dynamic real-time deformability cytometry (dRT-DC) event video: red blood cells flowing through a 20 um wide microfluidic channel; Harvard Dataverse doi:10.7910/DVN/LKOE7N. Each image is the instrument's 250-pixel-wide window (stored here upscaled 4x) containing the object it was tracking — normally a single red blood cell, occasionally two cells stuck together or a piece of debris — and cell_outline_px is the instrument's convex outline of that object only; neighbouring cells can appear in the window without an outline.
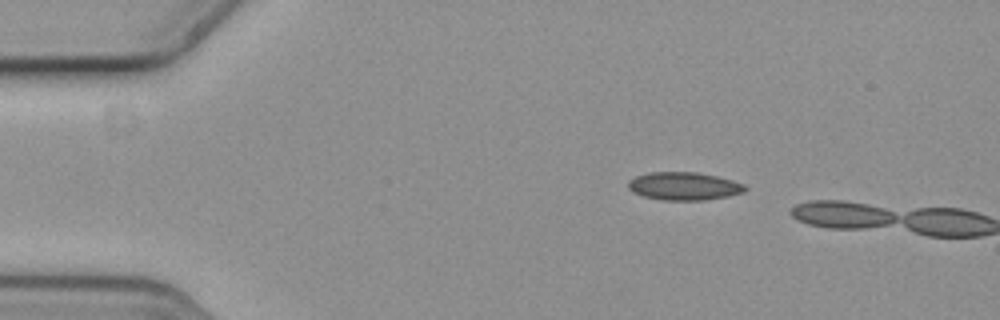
{"species": "common noctule bat (a hibernating species)", "species_latin": "Nyctalus noctula", "temperature_condition": "cold", "stored_images_in_passage": 10, "camera_frame_rate_fps": 3000, "um_per_image_px": 0.085, "animal": {"sex": "female", "body_mass_g": 19.3, "forearm_length_mm": 54.1}, "frame": {"image": 1, "passage_image": 9, "time_ms": 2.667, "image_size_px": [1000, 320], "cell_outline_px": [[748, 188], [744, 192], [728, 196], [704, 200], [664, 200], [644, 196], [632, 192], [628, 188], [628, 180], [636, 176], [648, 172], [696, 172], [716, 176], [732, 180], [744, 184]], "centroid_in_image_um": [58.13, 15.82], "position_along_channel_um": 26.9, "area_um2": 19.07}}